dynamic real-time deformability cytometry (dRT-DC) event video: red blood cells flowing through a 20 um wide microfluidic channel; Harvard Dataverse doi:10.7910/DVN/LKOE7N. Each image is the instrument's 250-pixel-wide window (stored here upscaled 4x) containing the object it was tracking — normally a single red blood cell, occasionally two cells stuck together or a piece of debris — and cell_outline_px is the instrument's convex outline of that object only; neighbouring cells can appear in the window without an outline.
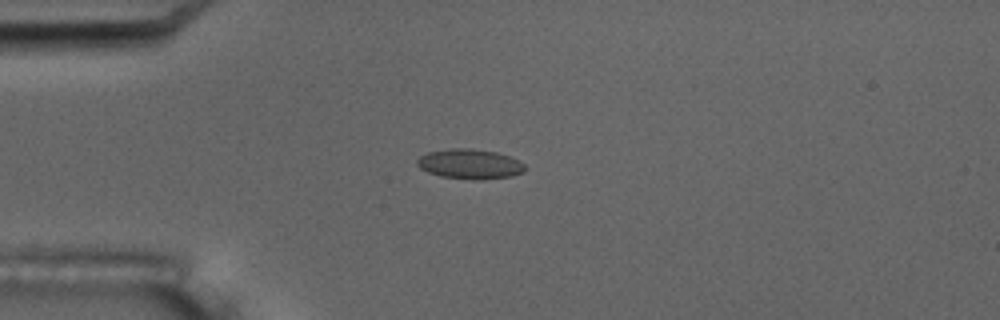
{"species": "common noctule bat (a hibernating species)", "species_latin": "Nyctalus noctula", "temperature_condition": "room temperature", "stored_images_in_passage": 12, "camera_frame_rate_fps": 3000, "um_per_image_px": 0.085, "animal": {"sex": "male", "body_mass_g": 17.5, "forearm_length_mm": 52.3}, "frame": {"image": 1, "passage_image": 1, "time_ms": 0.0, "image_size_px": [1000, 320], "cell_outline_px": [[528, 168], [524, 172], [512, 176], [484, 180], [476, 180], [440, 176], [428, 172], [420, 168], [416, 164], [416, 160], [420, 156], [428, 152], [452, 148], [468, 148], [496, 152], [508, 156], [524, 164]], "centroid_in_image_um": [39.94, 13.95], "position_along_channel_um": 45.1, "area_um2": 18.84}, "authors_computed_cell_mechanics": {"area_um2": 17.5712, "velocity_mm_per_s": 3.5047, "shape_relaxation_time_tau1_ms": 7.4875, "shape_relaxation_time_tau2_ms": null, "deformation_change_tau1": 0.122, "deformation_change_tau2": null}}